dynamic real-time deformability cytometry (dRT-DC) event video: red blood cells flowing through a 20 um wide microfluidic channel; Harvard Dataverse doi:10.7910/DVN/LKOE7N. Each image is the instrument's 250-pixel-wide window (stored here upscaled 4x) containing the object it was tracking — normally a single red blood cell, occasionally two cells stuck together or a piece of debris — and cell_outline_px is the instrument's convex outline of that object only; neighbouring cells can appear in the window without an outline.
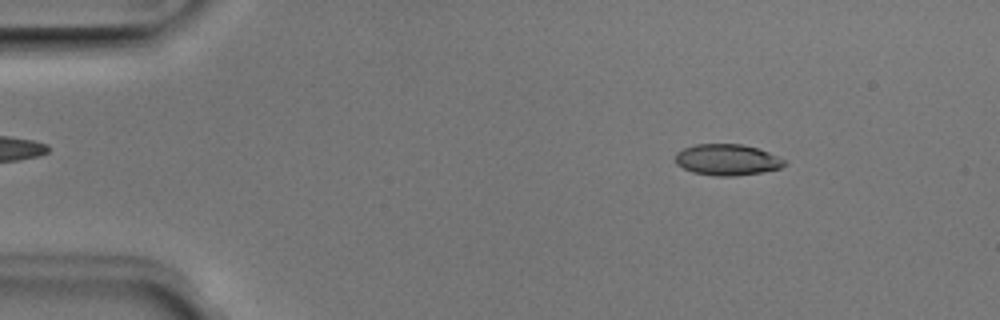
{"species": "Egyptian fruit bat (a non-hibernating species)", "species_latin": "Rousettus aegyptiacus", "temperature_condition": "room temperature", "stored_images_in_passage": 50, "camera_frame_rate_fps": 3000, "um_per_image_px": 0.085, "animal": {"sex": "male"}, "frame": {"image": 1, "passage_image": 6, "time_ms": 1.667, "image_size_px": [1000, 320], "cell_outline_px": [[788, 164], [780, 168], [760, 172], [736, 176], [716, 176], [692, 172], [676, 164], [676, 152], [684, 148], [696, 144], [740, 144], [756, 148], [768, 152], [788, 160]], "centroid_in_image_um": [61.83, 13.58], "position_along_channel_um": 23.2, "area_um2": 19.83}}
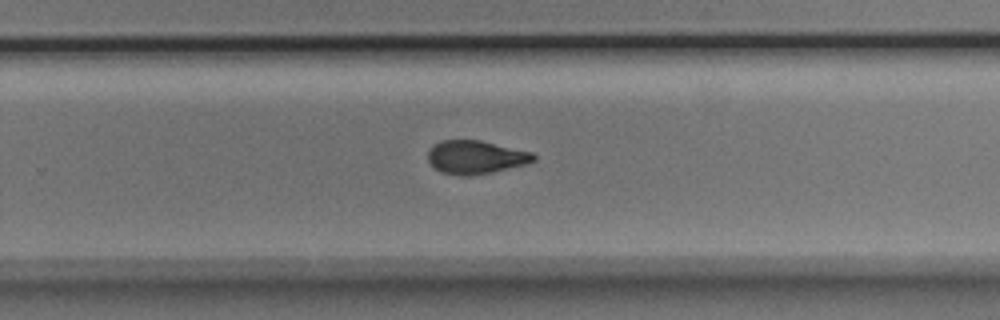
{"frame": {"image": 2, "passage_image": 32, "time_ms": 10.333, "image_size_px": [1000, 320], "cell_outline_px": [[536, 160], [528, 164], [492, 172], [468, 176], [460, 176], [440, 172], [428, 160], [428, 148], [432, 144], [440, 140], [480, 140], [532, 152], [536, 156]], "centroid_in_image_um": [40.42, 13.36], "position_along_channel_um": 289.4, "area_um2": 20.75}}
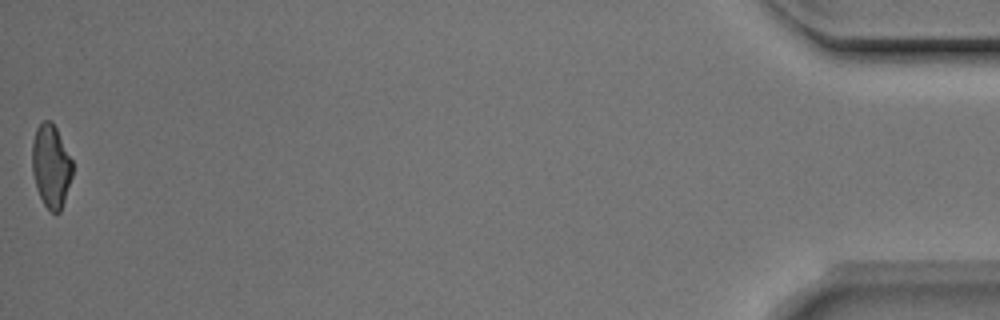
{"frame": {"image": 3, "passage_image": 50, "time_ms": 16.333, "image_size_px": [1000, 320], "cell_outline_px": [[72, 176], [60, 212], [52, 212], [44, 204], [36, 188], [32, 172], [32, 140], [36, 128], [44, 120], [52, 120], [72, 160]], "centroid_in_image_um": [4.32, 14.09], "position_along_channel_um": 430.9, "area_um2": 19.42}, "authors_computed_cell_mechanics": {"area_um2": 20.4034, "velocity_mm_per_s": 3.956, "shape_relaxation_time_tau1_ms": 3.5757, "shape_relaxation_time_tau2_ms": 1.7574, "deformation_change_tau1": 0.1467, "deformation_change_tau2": 0.0713}}